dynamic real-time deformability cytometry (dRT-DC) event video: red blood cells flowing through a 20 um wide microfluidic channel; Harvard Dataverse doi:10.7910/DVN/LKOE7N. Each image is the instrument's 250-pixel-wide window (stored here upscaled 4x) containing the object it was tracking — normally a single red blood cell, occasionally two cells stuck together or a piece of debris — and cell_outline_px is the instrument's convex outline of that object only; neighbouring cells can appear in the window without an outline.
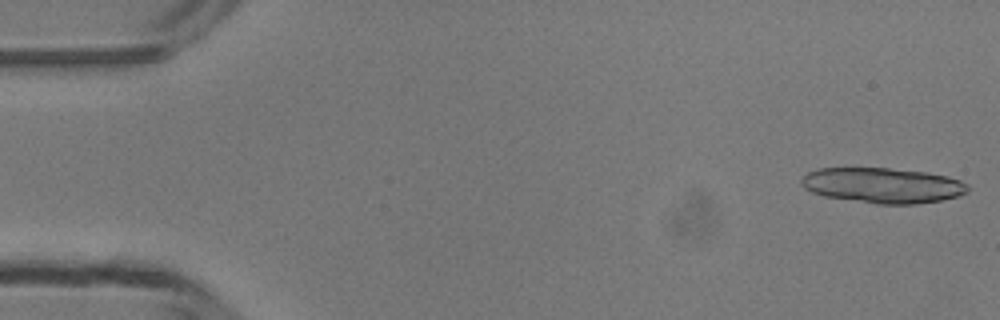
{"species": "common noctule bat (a hibernating species)", "species_latin": "Nyctalus noctula", "temperature_condition": "room temperature", "stored_images_in_passage": 9, "camera_frame_rate_fps": 3000, "um_per_image_px": 0.085, "animal": {"sex": "male", "body_mass_g": 13.3}, "frame": {"image": 1, "passage_image": 1, "time_ms": 0.0, "image_size_px": [1000, 320], "cell_outline_px": [[968, 192], [960, 196], [940, 200], [916, 204], [876, 204], [824, 196], [812, 192], [804, 188], [800, 184], [800, 180], [808, 172], [816, 168], [888, 168], [924, 172], [948, 176], [960, 180], [968, 184]], "centroid_in_image_um": [75.03, 15.76], "position_along_channel_um": 10.0, "area_um2": 34.39}}